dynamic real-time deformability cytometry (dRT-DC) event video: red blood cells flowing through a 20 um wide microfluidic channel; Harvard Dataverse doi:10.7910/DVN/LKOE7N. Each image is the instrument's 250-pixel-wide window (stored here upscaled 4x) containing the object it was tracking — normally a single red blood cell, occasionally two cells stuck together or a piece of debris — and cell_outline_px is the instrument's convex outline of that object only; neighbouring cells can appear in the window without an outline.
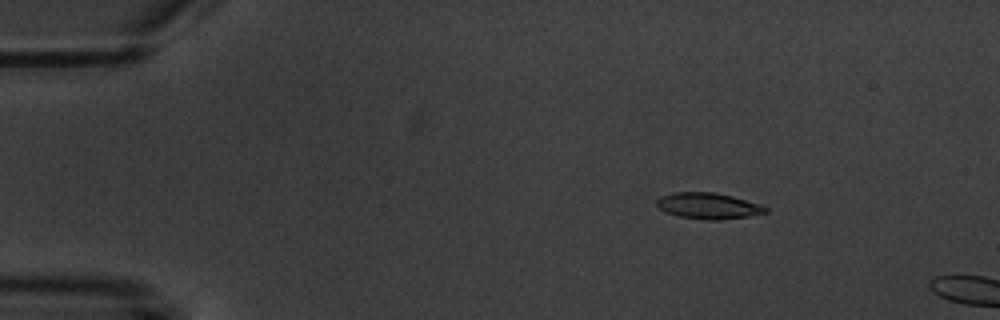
{"species": "common noctule bat (a hibernating species)", "species_latin": "Nyctalus noctula", "temperature_condition": "warm", "stored_images_in_passage": 4, "camera_frame_rate_fps": 3000, "um_per_image_px": 0.085, "animal": {"sex": "male", "body_mass_g": 20.1, "forearm_length_mm": 53.5}, "frame": {"image": 1, "passage_image": 3, "time_ms": 2.333, "image_size_px": [1000, 320], "cell_outline_px": [[768, 212], [748, 216], [720, 220], [704, 220], [680, 216], [668, 212], [660, 208], [656, 204], [656, 200], [660, 196], [676, 192], [716, 192], [732, 196], [760, 204], [768, 208]], "centroid_in_image_um": [60.22, 17.49], "position_along_channel_um": 24.8, "area_um2": 16.47}}